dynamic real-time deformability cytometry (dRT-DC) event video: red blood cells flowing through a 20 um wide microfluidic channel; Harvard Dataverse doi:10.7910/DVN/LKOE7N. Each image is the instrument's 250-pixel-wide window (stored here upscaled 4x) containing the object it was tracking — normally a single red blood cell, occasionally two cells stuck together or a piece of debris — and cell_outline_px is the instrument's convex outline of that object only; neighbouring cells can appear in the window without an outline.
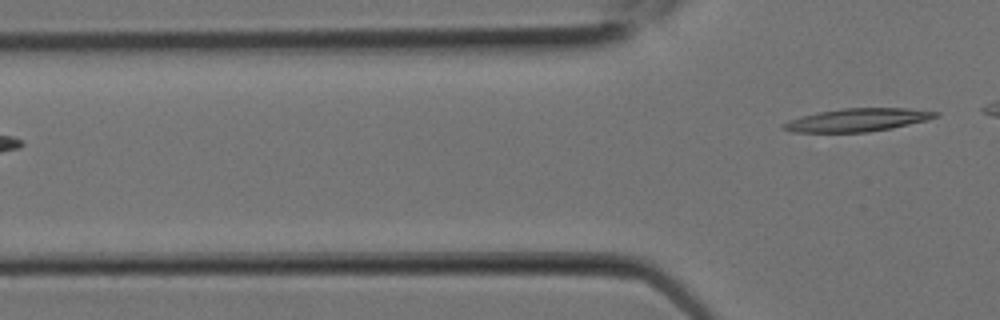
{"species": "Egyptian fruit bat (a non-hibernating species)", "species_latin": "Rousettus aegyptiacus", "temperature_condition": "room temperature", "stored_images_in_passage": 4, "segment_of_instrument_passage": [2, 2], "camera_frame_rate_fps": 3000, "um_per_image_px": 0.085, "animal": {"sex": "female"}, "frame": {"image": 1, "passage_image": 4, "time_ms": 1.0, "image_size_px": [1000, 320], "cell_outline_px": [[940, 116], [928, 120], [892, 128], [868, 132], [792, 132], [780, 128], [780, 124], [788, 120], [820, 112], [844, 108], [908, 108], [940, 112]], "centroid_in_image_um": [72.91, 10.2], "position_along_channel_um": 52.9, "area_um2": 20.46}}